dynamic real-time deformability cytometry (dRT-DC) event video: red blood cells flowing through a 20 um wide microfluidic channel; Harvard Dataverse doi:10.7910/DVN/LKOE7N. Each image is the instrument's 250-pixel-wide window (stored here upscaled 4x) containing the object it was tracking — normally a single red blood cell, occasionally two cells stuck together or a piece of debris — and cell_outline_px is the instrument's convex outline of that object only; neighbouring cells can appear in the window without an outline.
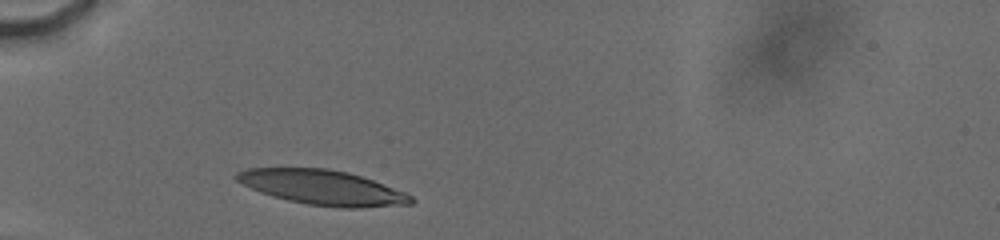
{"species": "human", "species_latin": "Homo sapiens", "temperature_condition": "cold", "stored_images_in_passage": 15, "camera_frame_rate_fps": 3000, "um_per_image_px": 0.085, "donor": {"sex": "male"}, "frame": {"image": 1, "passage_image": 2, "time_ms": 0.667, "image_size_px": [1000, 240], "cell_outline_px": [[416, 200], [412, 204], [360, 208], [344, 208], [308, 204], [288, 200], [272, 196], [260, 192], [236, 180], [236, 172], [248, 168], [328, 168], [348, 172], [384, 184], [404, 192], [412, 196]], "centroid_in_image_um": [27.44, 15.94], "position_along_channel_um": 57.6, "area_um2": 35.2}}
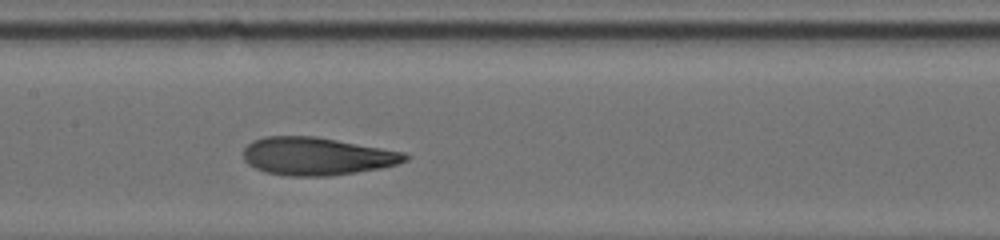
{"frame": {"image": 2, "passage_image": 8, "time_ms": 4.333, "image_size_px": [1000, 240], "cell_outline_px": [[408, 160], [396, 164], [380, 168], [356, 172], [328, 176], [288, 176], [264, 172], [248, 164], [244, 160], [244, 148], [252, 140], [264, 136], [316, 136], [404, 152], [408, 156]], "centroid_in_image_um": [26.9, 13.28], "position_along_channel_um": 180.5, "area_um2": 35.66}}
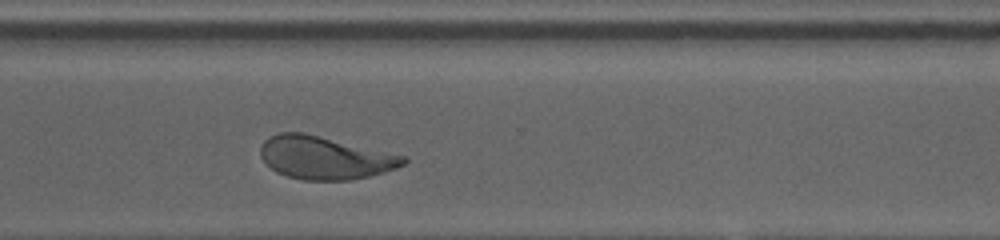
{"frame": {"image": 3, "passage_image": 15, "time_ms": 8.667, "image_size_px": [1000, 240], "cell_outline_px": [[408, 160], [404, 164], [396, 168], [384, 172], [368, 176], [348, 180], [304, 180], [288, 176], [276, 172], [260, 156], [260, 148], [264, 140], [268, 136], [280, 132], [304, 132], [404, 156]], "centroid_in_image_um": [27.57, 13.4], "position_along_channel_um": 343.0, "area_um2": 35.43}}